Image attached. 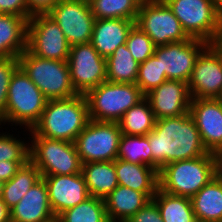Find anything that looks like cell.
<instances>
[{"label":"cell","instance_id":"obj_27","mask_svg":"<svg viewBox=\"0 0 222 222\" xmlns=\"http://www.w3.org/2000/svg\"><path fill=\"white\" fill-rule=\"evenodd\" d=\"M163 222H197L191 198L168 194L159 188L152 198Z\"/></svg>","mask_w":222,"mask_h":222},{"label":"cell","instance_id":"obj_9","mask_svg":"<svg viewBox=\"0 0 222 222\" xmlns=\"http://www.w3.org/2000/svg\"><path fill=\"white\" fill-rule=\"evenodd\" d=\"M121 136L118 122L90 119L74 142L82 164L114 161L118 155Z\"/></svg>","mask_w":222,"mask_h":222},{"label":"cell","instance_id":"obj_17","mask_svg":"<svg viewBox=\"0 0 222 222\" xmlns=\"http://www.w3.org/2000/svg\"><path fill=\"white\" fill-rule=\"evenodd\" d=\"M145 97L155 119L178 117L189 112L191 97L188 84L180 80H166L152 89Z\"/></svg>","mask_w":222,"mask_h":222},{"label":"cell","instance_id":"obj_33","mask_svg":"<svg viewBox=\"0 0 222 222\" xmlns=\"http://www.w3.org/2000/svg\"><path fill=\"white\" fill-rule=\"evenodd\" d=\"M166 80L167 77L165 71H162L160 60L154 55L139 64L136 85L144 95L159 87Z\"/></svg>","mask_w":222,"mask_h":222},{"label":"cell","instance_id":"obj_12","mask_svg":"<svg viewBox=\"0 0 222 222\" xmlns=\"http://www.w3.org/2000/svg\"><path fill=\"white\" fill-rule=\"evenodd\" d=\"M187 84L191 99L219 98L222 93V42L208 44L200 52Z\"/></svg>","mask_w":222,"mask_h":222},{"label":"cell","instance_id":"obj_10","mask_svg":"<svg viewBox=\"0 0 222 222\" xmlns=\"http://www.w3.org/2000/svg\"><path fill=\"white\" fill-rule=\"evenodd\" d=\"M135 24L156 47L191 39L163 0H143Z\"/></svg>","mask_w":222,"mask_h":222},{"label":"cell","instance_id":"obj_45","mask_svg":"<svg viewBox=\"0 0 222 222\" xmlns=\"http://www.w3.org/2000/svg\"><path fill=\"white\" fill-rule=\"evenodd\" d=\"M218 99L222 102V93H221V95L219 96Z\"/></svg>","mask_w":222,"mask_h":222},{"label":"cell","instance_id":"obj_37","mask_svg":"<svg viewBox=\"0 0 222 222\" xmlns=\"http://www.w3.org/2000/svg\"><path fill=\"white\" fill-rule=\"evenodd\" d=\"M125 222H163L157 205L150 200Z\"/></svg>","mask_w":222,"mask_h":222},{"label":"cell","instance_id":"obj_39","mask_svg":"<svg viewBox=\"0 0 222 222\" xmlns=\"http://www.w3.org/2000/svg\"><path fill=\"white\" fill-rule=\"evenodd\" d=\"M60 0H26L27 18L37 14H48Z\"/></svg>","mask_w":222,"mask_h":222},{"label":"cell","instance_id":"obj_20","mask_svg":"<svg viewBox=\"0 0 222 222\" xmlns=\"http://www.w3.org/2000/svg\"><path fill=\"white\" fill-rule=\"evenodd\" d=\"M134 24L135 20L123 18L96 19L90 43L102 57L107 58L118 46L126 43Z\"/></svg>","mask_w":222,"mask_h":222},{"label":"cell","instance_id":"obj_38","mask_svg":"<svg viewBox=\"0 0 222 222\" xmlns=\"http://www.w3.org/2000/svg\"><path fill=\"white\" fill-rule=\"evenodd\" d=\"M0 14L27 18V2L26 0H0Z\"/></svg>","mask_w":222,"mask_h":222},{"label":"cell","instance_id":"obj_11","mask_svg":"<svg viewBox=\"0 0 222 222\" xmlns=\"http://www.w3.org/2000/svg\"><path fill=\"white\" fill-rule=\"evenodd\" d=\"M27 50L41 58L67 61L70 45L60 26L51 16L37 14L28 20Z\"/></svg>","mask_w":222,"mask_h":222},{"label":"cell","instance_id":"obj_8","mask_svg":"<svg viewBox=\"0 0 222 222\" xmlns=\"http://www.w3.org/2000/svg\"><path fill=\"white\" fill-rule=\"evenodd\" d=\"M28 138L31 140L29 160L42 177L81 173L82 162L75 143L41 136Z\"/></svg>","mask_w":222,"mask_h":222},{"label":"cell","instance_id":"obj_16","mask_svg":"<svg viewBox=\"0 0 222 222\" xmlns=\"http://www.w3.org/2000/svg\"><path fill=\"white\" fill-rule=\"evenodd\" d=\"M189 112L206 150L215 154L222 148V102L218 98L191 99Z\"/></svg>","mask_w":222,"mask_h":222},{"label":"cell","instance_id":"obj_22","mask_svg":"<svg viewBox=\"0 0 222 222\" xmlns=\"http://www.w3.org/2000/svg\"><path fill=\"white\" fill-rule=\"evenodd\" d=\"M151 199L143 192L118 185L105 199L110 222H125Z\"/></svg>","mask_w":222,"mask_h":222},{"label":"cell","instance_id":"obj_31","mask_svg":"<svg viewBox=\"0 0 222 222\" xmlns=\"http://www.w3.org/2000/svg\"><path fill=\"white\" fill-rule=\"evenodd\" d=\"M58 222H110L107 217L105 201L90 196L85 201L59 214Z\"/></svg>","mask_w":222,"mask_h":222},{"label":"cell","instance_id":"obj_3","mask_svg":"<svg viewBox=\"0 0 222 222\" xmlns=\"http://www.w3.org/2000/svg\"><path fill=\"white\" fill-rule=\"evenodd\" d=\"M216 176L213 153L164 165L158 172L159 189L176 196L192 198Z\"/></svg>","mask_w":222,"mask_h":222},{"label":"cell","instance_id":"obj_41","mask_svg":"<svg viewBox=\"0 0 222 222\" xmlns=\"http://www.w3.org/2000/svg\"><path fill=\"white\" fill-rule=\"evenodd\" d=\"M0 222H10V212L6 204L0 198Z\"/></svg>","mask_w":222,"mask_h":222},{"label":"cell","instance_id":"obj_13","mask_svg":"<svg viewBox=\"0 0 222 222\" xmlns=\"http://www.w3.org/2000/svg\"><path fill=\"white\" fill-rule=\"evenodd\" d=\"M67 62L72 86L79 95L107 81L106 58L90 42L70 47Z\"/></svg>","mask_w":222,"mask_h":222},{"label":"cell","instance_id":"obj_7","mask_svg":"<svg viewBox=\"0 0 222 222\" xmlns=\"http://www.w3.org/2000/svg\"><path fill=\"white\" fill-rule=\"evenodd\" d=\"M178 18L190 38L208 44L222 42V19L214 0H163Z\"/></svg>","mask_w":222,"mask_h":222},{"label":"cell","instance_id":"obj_28","mask_svg":"<svg viewBox=\"0 0 222 222\" xmlns=\"http://www.w3.org/2000/svg\"><path fill=\"white\" fill-rule=\"evenodd\" d=\"M139 64L131 55L126 44L118 46L106 58L107 81L136 84Z\"/></svg>","mask_w":222,"mask_h":222},{"label":"cell","instance_id":"obj_30","mask_svg":"<svg viewBox=\"0 0 222 222\" xmlns=\"http://www.w3.org/2000/svg\"><path fill=\"white\" fill-rule=\"evenodd\" d=\"M95 19H137L143 0H88Z\"/></svg>","mask_w":222,"mask_h":222},{"label":"cell","instance_id":"obj_19","mask_svg":"<svg viewBox=\"0 0 222 222\" xmlns=\"http://www.w3.org/2000/svg\"><path fill=\"white\" fill-rule=\"evenodd\" d=\"M10 222H51L56 219L48 198L46 182L41 178L10 210Z\"/></svg>","mask_w":222,"mask_h":222},{"label":"cell","instance_id":"obj_44","mask_svg":"<svg viewBox=\"0 0 222 222\" xmlns=\"http://www.w3.org/2000/svg\"><path fill=\"white\" fill-rule=\"evenodd\" d=\"M3 184H4V182L0 180V198L2 196Z\"/></svg>","mask_w":222,"mask_h":222},{"label":"cell","instance_id":"obj_14","mask_svg":"<svg viewBox=\"0 0 222 222\" xmlns=\"http://www.w3.org/2000/svg\"><path fill=\"white\" fill-rule=\"evenodd\" d=\"M48 15L60 26L70 47L91 41L96 19L88 0H60Z\"/></svg>","mask_w":222,"mask_h":222},{"label":"cell","instance_id":"obj_24","mask_svg":"<svg viewBox=\"0 0 222 222\" xmlns=\"http://www.w3.org/2000/svg\"><path fill=\"white\" fill-rule=\"evenodd\" d=\"M197 221L222 222V180L216 175L192 198Z\"/></svg>","mask_w":222,"mask_h":222},{"label":"cell","instance_id":"obj_26","mask_svg":"<svg viewBox=\"0 0 222 222\" xmlns=\"http://www.w3.org/2000/svg\"><path fill=\"white\" fill-rule=\"evenodd\" d=\"M41 178L40 171L30 160L22 165L13 177L3 184L1 199L6 207L9 210L14 207Z\"/></svg>","mask_w":222,"mask_h":222},{"label":"cell","instance_id":"obj_42","mask_svg":"<svg viewBox=\"0 0 222 222\" xmlns=\"http://www.w3.org/2000/svg\"><path fill=\"white\" fill-rule=\"evenodd\" d=\"M214 155L216 159V175L222 180V148Z\"/></svg>","mask_w":222,"mask_h":222},{"label":"cell","instance_id":"obj_25","mask_svg":"<svg viewBox=\"0 0 222 222\" xmlns=\"http://www.w3.org/2000/svg\"><path fill=\"white\" fill-rule=\"evenodd\" d=\"M81 173L90 196L105 199L119 184L114 161H98L82 164Z\"/></svg>","mask_w":222,"mask_h":222},{"label":"cell","instance_id":"obj_5","mask_svg":"<svg viewBox=\"0 0 222 222\" xmlns=\"http://www.w3.org/2000/svg\"><path fill=\"white\" fill-rule=\"evenodd\" d=\"M89 119L118 122L123 114L141 101L145 95L133 83L105 81L85 95Z\"/></svg>","mask_w":222,"mask_h":222},{"label":"cell","instance_id":"obj_43","mask_svg":"<svg viewBox=\"0 0 222 222\" xmlns=\"http://www.w3.org/2000/svg\"><path fill=\"white\" fill-rule=\"evenodd\" d=\"M216 11L222 19V0H214Z\"/></svg>","mask_w":222,"mask_h":222},{"label":"cell","instance_id":"obj_18","mask_svg":"<svg viewBox=\"0 0 222 222\" xmlns=\"http://www.w3.org/2000/svg\"><path fill=\"white\" fill-rule=\"evenodd\" d=\"M42 178L46 182L49 204L56 217L90 197L82 173Z\"/></svg>","mask_w":222,"mask_h":222},{"label":"cell","instance_id":"obj_32","mask_svg":"<svg viewBox=\"0 0 222 222\" xmlns=\"http://www.w3.org/2000/svg\"><path fill=\"white\" fill-rule=\"evenodd\" d=\"M117 158L135 164L152 167V152L148 136L122 134Z\"/></svg>","mask_w":222,"mask_h":222},{"label":"cell","instance_id":"obj_23","mask_svg":"<svg viewBox=\"0 0 222 222\" xmlns=\"http://www.w3.org/2000/svg\"><path fill=\"white\" fill-rule=\"evenodd\" d=\"M29 18L0 14V58L19 57L27 49Z\"/></svg>","mask_w":222,"mask_h":222},{"label":"cell","instance_id":"obj_15","mask_svg":"<svg viewBox=\"0 0 222 222\" xmlns=\"http://www.w3.org/2000/svg\"><path fill=\"white\" fill-rule=\"evenodd\" d=\"M207 45L206 41L191 38L182 42L157 46L154 56L160 60V66L162 71H165L167 80H180L188 83L197 56Z\"/></svg>","mask_w":222,"mask_h":222},{"label":"cell","instance_id":"obj_21","mask_svg":"<svg viewBox=\"0 0 222 222\" xmlns=\"http://www.w3.org/2000/svg\"><path fill=\"white\" fill-rule=\"evenodd\" d=\"M118 184L145 193L151 200L159 188L158 171L149 165L115 159Z\"/></svg>","mask_w":222,"mask_h":222},{"label":"cell","instance_id":"obj_2","mask_svg":"<svg viewBox=\"0 0 222 222\" xmlns=\"http://www.w3.org/2000/svg\"><path fill=\"white\" fill-rule=\"evenodd\" d=\"M88 105L84 95L66 99L48 100L40 120L27 130L28 136L75 142L89 121Z\"/></svg>","mask_w":222,"mask_h":222},{"label":"cell","instance_id":"obj_6","mask_svg":"<svg viewBox=\"0 0 222 222\" xmlns=\"http://www.w3.org/2000/svg\"><path fill=\"white\" fill-rule=\"evenodd\" d=\"M18 59L19 66L47 100L66 99L78 95L71 83L67 61L41 58L31 54L27 49Z\"/></svg>","mask_w":222,"mask_h":222},{"label":"cell","instance_id":"obj_4","mask_svg":"<svg viewBox=\"0 0 222 222\" xmlns=\"http://www.w3.org/2000/svg\"><path fill=\"white\" fill-rule=\"evenodd\" d=\"M47 99L40 89L19 66L11 77L8 88L5 114L0 118L2 124L24 126L30 130L40 120Z\"/></svg>","mask_w":222,"mask_h":222},{"label":"cell","instance_id":"obj_40","mask_svg":"<svg viewBox=\"0 0 222 222\" xmlns=\"http://www.w3.org/2000/svg\"><path fill=\"white\" fill-rule=\"evenodd\" d=\"M28 161H0V180L9 181L17 170Z\"/></svg>","mask_w":222,"mask_h":222},{"label":"cell","instance_id":"obj_36","mask_svg":"<svg viewBox=\"0 0 222 222\" xmlns=\"http://www.w3.org/2000/svg\"><path fill=\"white\" fill-rule=\"evenodd\" d=\"M18 67V57L0 58V118L5 114L9 84Z\"/></svg>","mask_w":222,"mask_h":222},{"label":"cell","instance_id":"obj_1","mask_svg":"<svg viewBox=\"0 0 222 222\" xmlns=\"http://www.w3.org/2000/svg\"><path fill=\"white\" fill-rule=\"evenodd\" d=\"M147 136L152 152V168L158 172L166 164L209 153L190 112L178 117L157 119L154 129Z\"/></svg>","mask_w":222,"mask_h":222},{"label":"cell","instance_id":"obj_29","mask_svg":"<svg viewBox=\"0 0 222 222\" xmlns=\"http://www.w3.org/2000/svg\"><path fill=\"white\" fill-rule=\"evenodd\" d=\"M155 116L146 97L127 110L118 121L122 134L146 136L155 126Z\"/></svg>","mask_w":222,"mask_h":222},{"label":"cell","instance_id":"obj_35","mask_svg":"<svg viewBox=\"0 0 222 222\" xmlns=\"http://www.w3.org/2000/svg\"><path fill=\"white\" fill-rule=\"evenodd\" d=\"M13 135L0 134V161H29L30 143Z\"/></svg>","mask_w":222,"mask_h":222},{"label":"cell","instance_id":"obj_34","mask_svg":"<svg viewBox=\"0 0 222 222\" xmlns=\"http://www.w3.org/2000/svg\"><path fill=\"white\" fill-rule=\"evenodd\" d=\"M125 44L138 63L153 56L156 48L151 38L136 24L130 29Z\"/></svg>","mask_w":222,"mask_h":222}]
</instances>
